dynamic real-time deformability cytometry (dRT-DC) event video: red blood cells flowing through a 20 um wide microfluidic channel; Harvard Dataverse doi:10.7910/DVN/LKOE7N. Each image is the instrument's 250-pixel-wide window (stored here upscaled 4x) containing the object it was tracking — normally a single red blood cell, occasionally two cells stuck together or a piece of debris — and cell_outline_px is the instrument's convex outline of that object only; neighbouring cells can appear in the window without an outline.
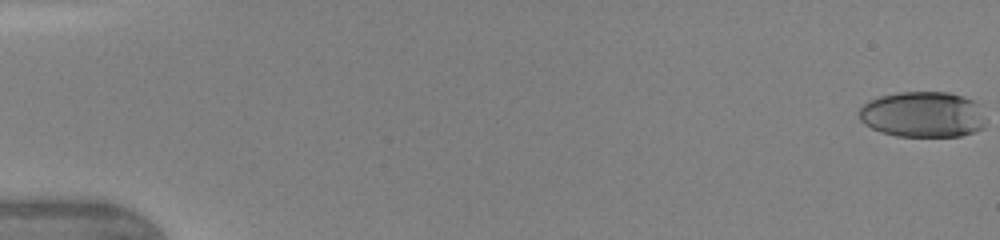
{"species": "human", "species_latin": "Homo sapiens", "temperature_condition": "warm", "stored_images_in_passage": 32, "camera_frame_rate_fps": 3000, "um_per_image_px": 0.085, "donor": {"sex": "female"}, "frame": {"image": 1, "passage_image": 1, "time_ms": 0.0, "image_size_px": [1000, 240], "cell_outline_px": [[984, 128], [960, 136], [896, 136], [880, 132], [864, 124], [860, 120], [860, 108], [868, 100], [880, 96], [900, 92], [948, 92], [964, 96], [984, 104]], "centroid_in_image_um": [78.49, 9.72], "position_along_channel_um": 6.5, "area_um2": 34.28}}
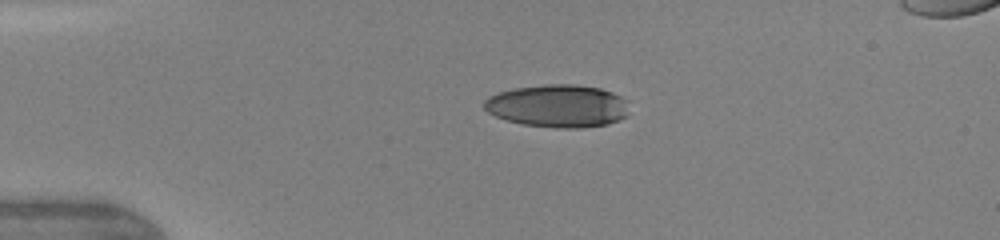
{"frame": {"image": 2, "passage_image": 22, "time_ms": 3.667, "image_size_px": [1000, 240], "cell_outline_px": [[628, 116], [620, 120], [608, 124], [580, 128], [556, 128], [524, 124], [508, 120], [496, 116], [488, 112], [484, 108], [484, 100], [488, 96], [512, 88], [544, 84], [576, 84], [600, 88], [612, 92], [628, 100]], "centroid_in_image_um": [47.45, 9.0], "position_along_channel_um": 37.5, "area_um2": 36.41}}